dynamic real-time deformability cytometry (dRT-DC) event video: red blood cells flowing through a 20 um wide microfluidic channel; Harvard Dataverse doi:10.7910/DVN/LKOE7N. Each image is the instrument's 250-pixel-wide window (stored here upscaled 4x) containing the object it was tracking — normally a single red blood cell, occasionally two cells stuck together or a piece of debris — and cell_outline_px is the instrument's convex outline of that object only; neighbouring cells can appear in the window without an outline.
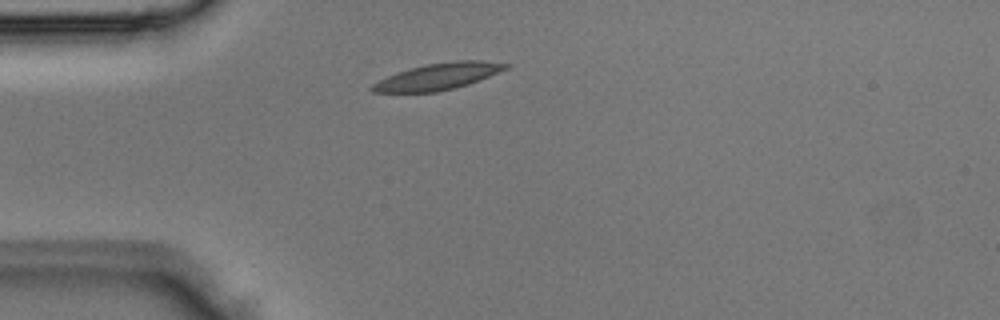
{"species": "Egyptian fruit bat (a non-hibernating species)", "species_latin": "Rousettus aegyptiacus", "temperature_condition": "room temperature", "stored_images_in_passage": 1, "camera_frame_rate_fps": 3000, "um_per_image_px": 0.085, "animal": {"sex": "male"}, "frame": {"image": 1, "passage_image": 1, "time_ms": 0.0, "image_size_px": [1000, 320], "cell_outline_px": [[512, 64], [508, 68], [468, 84], [436, 92], [372, 92], [368, 88], [372, 84], [388, 76], [412, 68], [428, 64], [456, 60], [480, 60]], "centroid_in_image_um": [37.25, 6.5], "position_along_channel_um": 47.8, "area_um2": 20.23}}